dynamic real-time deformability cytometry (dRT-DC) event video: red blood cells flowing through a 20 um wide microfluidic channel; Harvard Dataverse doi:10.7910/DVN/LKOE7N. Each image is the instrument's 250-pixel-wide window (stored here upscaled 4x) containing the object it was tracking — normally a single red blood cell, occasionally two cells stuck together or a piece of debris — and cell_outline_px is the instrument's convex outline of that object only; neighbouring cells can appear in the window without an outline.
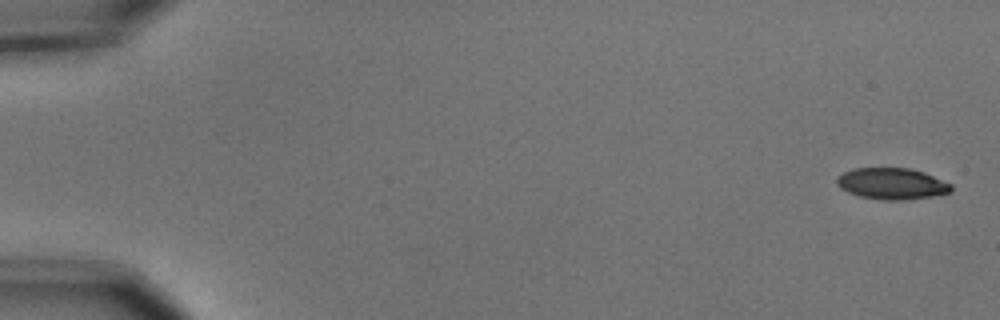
{"species": "common noctule bat (a hibernating species)", "species_latin": "Nyctalus noctula", "temperature_condition": "cold", "stored_images_in_passage": 10, "camera_frame_rate_fps": 3000, "um_per_image_px": 0.085, "animal": {"sex": "male", "body_mass_g": 15.6}, "frame": {"image": 1, "passage_image": 1, "time_ms": 0.0, "image_size_px": [1000, 320], "cell_outline_px": [[952, 192], [932, 196], [904, 200], [884, 200], [860, 196], [848, 192], [840, 188], [836, 184], [836, 176], [844, 172], [856, 168], [908, 168], [924, 172], [952, 184]], "centroid_in_image_um": [75.8, 15.61], "position_along_channel_um": 9.2, "area_um2": 20.92}}
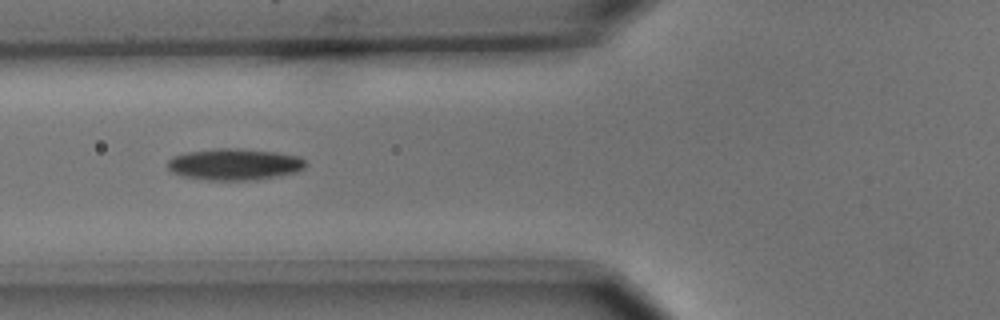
{"frame": {"image": 2, "passage_image": 6, "time_ms": 1.667, "image_size_px": [1000, 320], "cell_outline_px": [[308, 164], [304, 168], [296, 172], [276, 176], [252, 180], [212, 180], [184, 176], [172, 172], [168, 168], [168, 160], [172, 156], [188, 152], [216, 148], [240, 148], [276, 152], [300, 156]], "centroid_in_image_um": [19.95, 13.95], "position_along_channel_um": 105.8, "area_um2": 25.32}}
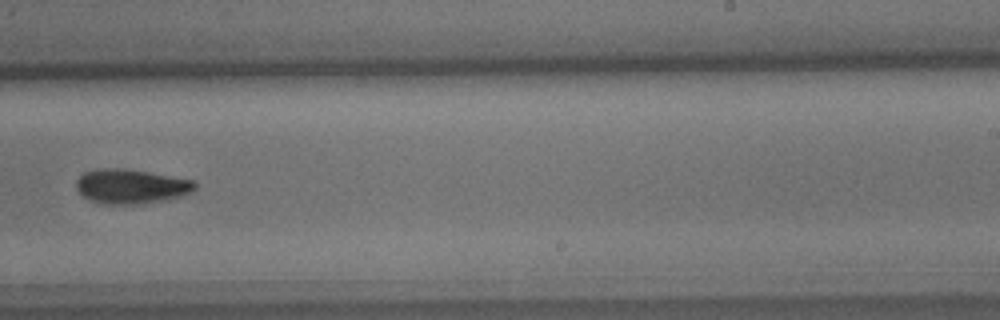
{"frame": {"image": 3, "passage_image": 10, "time_ms": 3.0, "image_size_px": [1000, 320], "cell_outline_px": [[196, 188], [192, 192], [168, 200], [144, 204], [100, 204], [88, 200], [76, 188], [76, 180], [84, 172], [96, 168], [124, 168], [148, 172], [192, 180], [196, 184]], "centroid_in_image_um": [11.11, 15.85], "position_along_channel_um": 277.9, "area_um2": 24.1}}